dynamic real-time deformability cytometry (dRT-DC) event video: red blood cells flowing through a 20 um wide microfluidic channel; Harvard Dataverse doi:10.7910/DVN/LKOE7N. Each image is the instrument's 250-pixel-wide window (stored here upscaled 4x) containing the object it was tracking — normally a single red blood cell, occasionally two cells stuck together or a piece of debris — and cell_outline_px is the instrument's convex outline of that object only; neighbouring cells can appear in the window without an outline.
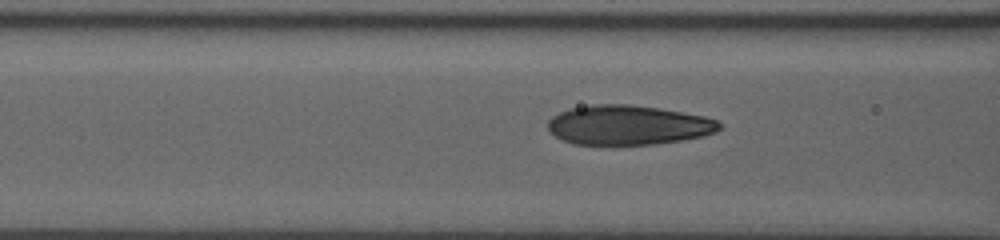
{"species": "human", "species_latin": "Homo sapiens", "temperature_condition": "room temperature", "stored_images_in_passage": 29, "camera_frame_rate_fps": 3000, "um_per_image_px": 0.085, "donor": {"sex": "male"}, "frame": {"image": 1, "passage_image": 6, "time_ms": 1.667, "image_size_px": [1000, 240], "cell_outline_px": [[724, 128], [716, 132], [704, 136], [656, 144], [572, 144], [548, 132], [548, 120], [552, 116], [560, 112], [572, 108], [592, 104], [628, 104], [660, 108], [704, 116], [716, 120], [724, 124]], "centroid_in_image_um": [53.42, 10.62], "position_along_channel_um": 113.2, "area_um2": 39.71}}
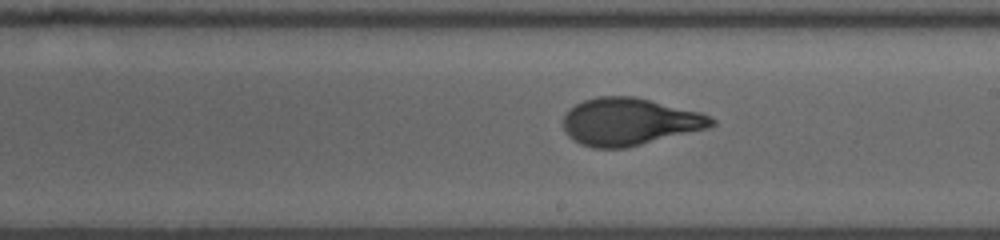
{"frame": {"image": 2, "passage_image": 16, "time_ms": 5.0, "image_size_px": [1000, 240], "cell_outline_px": [[716, 124], [708, 128], [624, 148], [592, 148], [580, 144], [568, 136], [564, 128], [564, 116], [568, 108], [584, 100], [596, 96], [636, 96], [700, 112], [716, 120]], "centroid_in_image_um": [53.48, 10.33], "position_along_channel_um": 235.5, "area_um2": 40.86}}
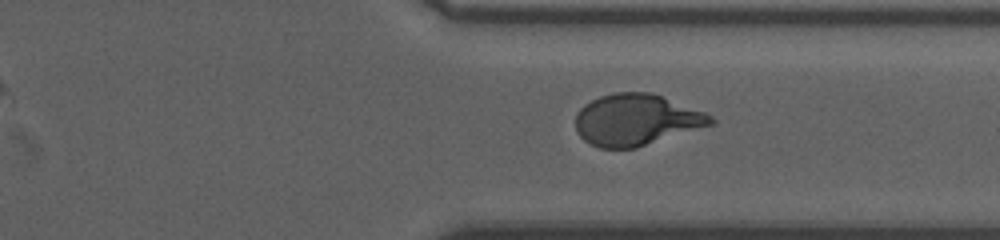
{"frame": {"image": 3, "passage_image": 26, "time_ms": 8.333, "image_size_px": [1000, 240], "cell_outline_px": [[716, 124], [636, 148], [600, 148], [584, 140], [576, 132], [576, 112], [584, 104], [600, 96], [616, 92], [652, 92], [704, 112], [712, 116], [716, 120]], "centroid_in_image_um": [54.1, 10.19], "position_along_channel_um": 357.3, "area_um2": 40.69}}